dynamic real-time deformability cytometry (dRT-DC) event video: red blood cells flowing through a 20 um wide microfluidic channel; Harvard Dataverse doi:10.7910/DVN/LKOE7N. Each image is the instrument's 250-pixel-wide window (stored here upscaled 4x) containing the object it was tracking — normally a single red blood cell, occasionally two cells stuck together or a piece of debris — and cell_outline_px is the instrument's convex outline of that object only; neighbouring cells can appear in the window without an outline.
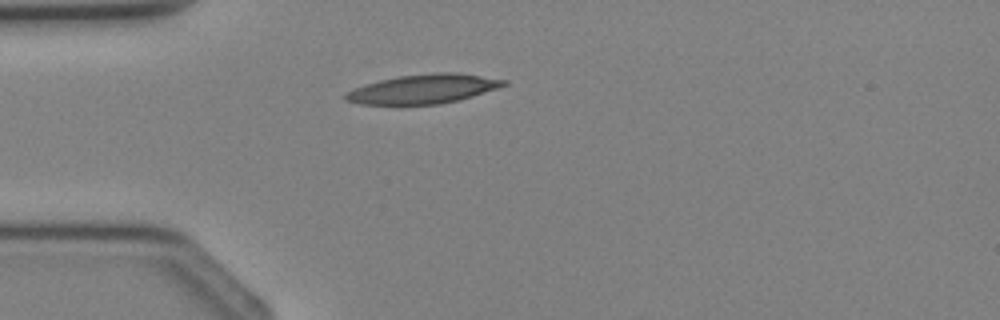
{"species": "Egyptian fruit bat (a non-hibernating species)", "species_latin": "Rousettus aegyptiacus", "temperature_condition": "cold", "stored_images_in_passage": 1, "camera_frame_rate_fps": 3000, "um_per_image_px": 0.085, "animal": {"sex": "female"}, "frame": {"image": 1, "passage_image": 1, "time_ms": 0.0, "image_size_px": [1000, 320], "cell_outline_px": [[508, 84], [500, 88], [460, 100], [440, 104], [360, 104], [344, 100], [344, 92], [364, 84], [396, 76], [436, 72], [456, 72], [508, 80]], "centroid_in_image_um": [36.0, 7.55], "position_along_channel_um": 49.0, "area_um2": 27.22}}